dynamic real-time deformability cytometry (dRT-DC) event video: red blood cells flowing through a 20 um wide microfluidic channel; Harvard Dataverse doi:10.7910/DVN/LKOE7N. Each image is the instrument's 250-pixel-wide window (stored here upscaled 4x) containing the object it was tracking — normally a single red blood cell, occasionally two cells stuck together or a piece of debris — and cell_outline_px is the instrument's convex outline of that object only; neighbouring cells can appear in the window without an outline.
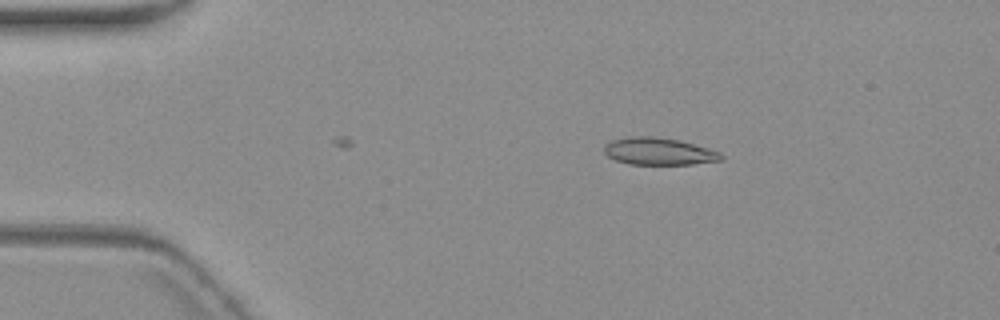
{"species": "common noctule bat (a hibernating species)", "species_latin": "Nyctalus noctula", "temperature_condition": "warm", "stored_images_in_passage": 2, "camera_frame_rate_fps": 3000, "um_per_image_px": 0.085, "animal": {"sex": "female", "body_mass_g": 19.3, "forearm_length_mm": 54.1}, "frame": {"image": 1, "passage_image": 2, "time_ms": 1.333, "image_size_px": [1000, 320], "cell_outline_px": [[724, 160], [692, 164], [628, 164], [616, 160], [608, 156], [604, 152], [604, 144], [612, 140], [628, 136], [652, 136], [676, 140], [708, 148], [720, 152], [724, 156]], "centroid_in_image_um": [55.98, 12.87], "position_along_channel_um": 29.0, "area_um2": 18.5}}